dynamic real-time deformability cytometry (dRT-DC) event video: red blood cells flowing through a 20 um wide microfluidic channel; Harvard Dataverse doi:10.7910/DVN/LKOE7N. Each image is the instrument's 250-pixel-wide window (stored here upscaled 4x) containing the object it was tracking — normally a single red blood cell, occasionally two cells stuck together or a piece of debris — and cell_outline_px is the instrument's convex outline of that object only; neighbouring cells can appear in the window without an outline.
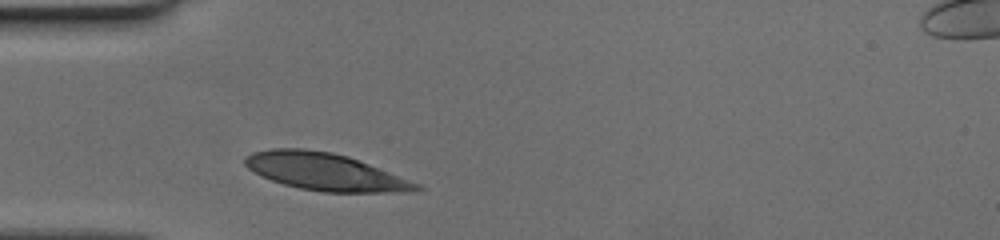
{"species": "human", "species_latin": "Homo sapiens", "temperature_condition": "cold", "stored_images_in_passage": 32, "camera_frame_rate_fps": 3000, "um_per_image_px": 0.085, "donor": {"sex": "female"}, "frame": {"image": 1, "passage_image": 1, "time_ms": 0.0, "image_size_px": [1000, 240], "cell_outline_px": [[424, 188], [416, 192], [324, 192], [300, 188], [284, 184], [272, 180], [248, 168], [244, 164], [244, 156], [252, 152], [272, 148], [304, 148], [332, 152], [348, 156], [420, 184]], "centroid_in_image_um": [27.64, 14.59], "position_along_channel_um": 57.4, "area_um2": 37.05}}
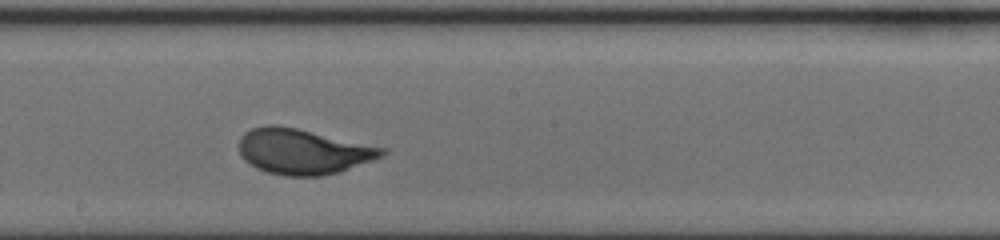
{"frame": {"image": 2, "passage_image": 14, "time_ms": 4.333, "image_size_px": [1000, 240], "cell_outline_px": [[388, 152], [384, 156], [340, 172], [324, 176], [284, 176], [268, 172], [256, 168], [244, 160], [240, 156], [240, 136], [244, 132], [252, 128], [268, 124], [272, 124], [296, 128], [388, 148]], "centroid_in_image_um": [25.78, 12.88], "position_along_channel_um": 222.4, "area_um2": 38.09}}
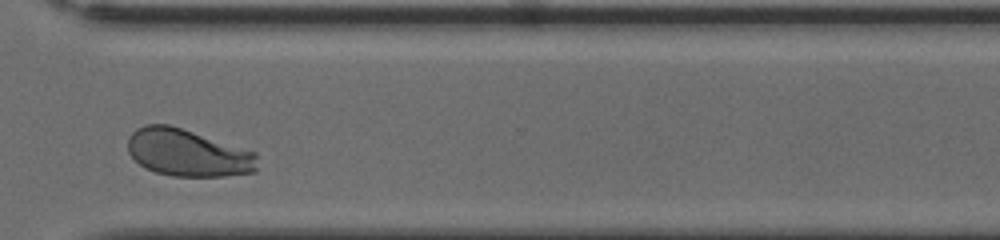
{"frame": {"image": 3, "passage_image": 24, "time_ms": 7.667, "image_size_px": [1000, 240], "cell_outline_px": [[256, 172], [224, 176], [172, 176], [156, 172], [144, 168], [128, 152], [128, 136], [136, 128], [144, 124], [168, 124], [256, 152]], "centroid_in_image_um": [15.93, 12.99], "position_along_channel_um": 354.7, "area_um2": 35.55}}